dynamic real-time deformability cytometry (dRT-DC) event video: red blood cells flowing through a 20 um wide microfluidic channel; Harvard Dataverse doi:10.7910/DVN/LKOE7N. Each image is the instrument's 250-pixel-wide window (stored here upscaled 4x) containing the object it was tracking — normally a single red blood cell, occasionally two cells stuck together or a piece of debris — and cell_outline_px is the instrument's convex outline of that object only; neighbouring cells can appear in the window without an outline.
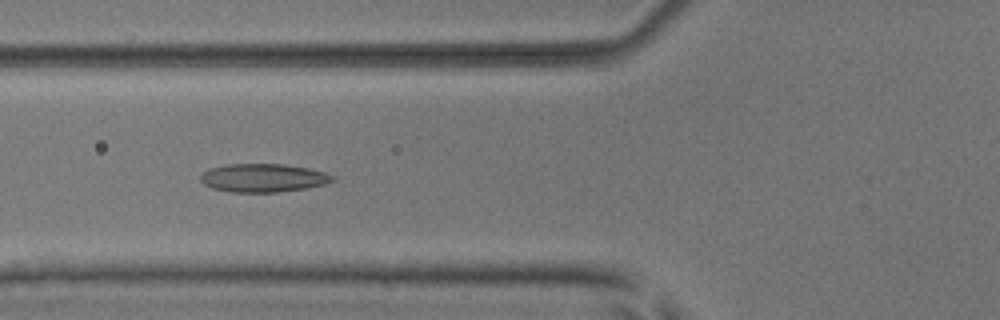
{"species": "common noctule bat (a hibernating species)", "species_latin": "Nyctalus noctula", "temperature_condition": "room temperature", "stored_images_in_passage": 53, "camera_frame_rate_fps": 3000, "um_per_image_px": 0.085, "animal": {"sex": "male", "body_mass_g": 17.9, "forearm_length_mm": 54.2}, "frame": {"image": 1, "passage_image": 21, "time_ms": 6.667, "image_size_px": [1000, 320], "cell_outline_px": [[336, 180], [324, 184], [304, 188], [276, 192], [232, 192], [212, 188], [204, 184], [200, 180], [200, 176], [208, 168], [228, 164], [284, 164], [308, 168], [324, 172], [336, 176]], "centroid_in_image_um": [22.37, 15.11], "position_along_channel_um": 103.4, "area_um2": 21.79}}
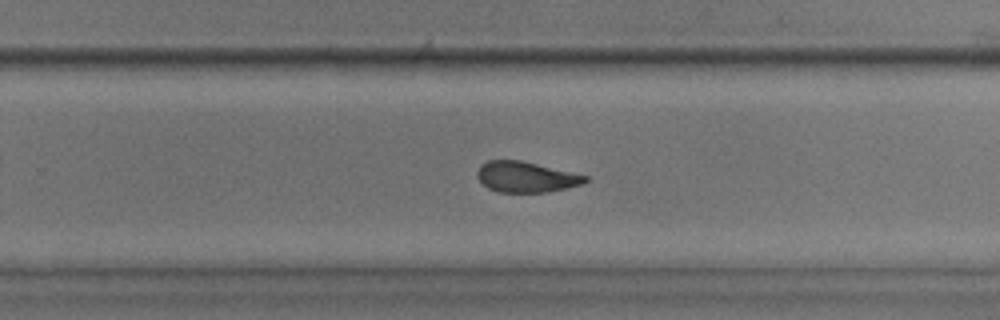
{"frame": {"image": 2, "passage_image": 35, "time_ms": 11.333, "image_size_px": [1000, 320], "cell_outline_px": [[592, 180], [584, 184], [568, 188], [548, 192], [500, 192], [488, 188], [476, 176], [476, 172], [480, 164], [488, 160], [520, 160], [588, 176]], "centroid_in_image_um": [44.74, 15.04], "position_along_channel_um": 285.1, "area_um2": 19.42}}
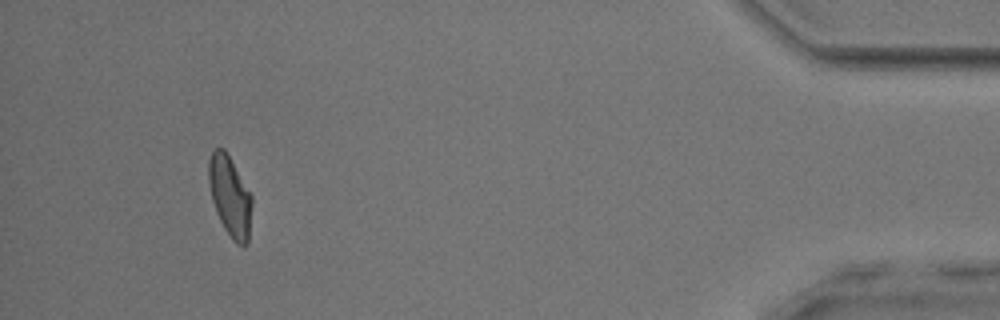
{"frame": {"image": 3, "passage_image": 50, "time_ms": 16.333, "image_size_px": [1000, 320], "cell_outline_px": [[252, 204], [248, 244], [244, 248], [236, 244], [232, 240], [224, 228], [216, 212], [212, 200], [208, 184], [208, 160], [212, 152], [216, 148], [224, 148], [252, 196]], "centroid_in_image_um": [19.54, 16.73], "position_along_channel_um": 415.7, "area_um2": 20.35}, "authors_computed_cell_mechanics": {"area_um2": 20.7502, "velocity_mm_per_s": 3.9002, "shape_relaxation_time_tau1_ms": null, "shape_relaxation_time_tau2_ms": 1.8728, "deformation_change_tau1": null, "deformation_change_tau2": 0.0986}}